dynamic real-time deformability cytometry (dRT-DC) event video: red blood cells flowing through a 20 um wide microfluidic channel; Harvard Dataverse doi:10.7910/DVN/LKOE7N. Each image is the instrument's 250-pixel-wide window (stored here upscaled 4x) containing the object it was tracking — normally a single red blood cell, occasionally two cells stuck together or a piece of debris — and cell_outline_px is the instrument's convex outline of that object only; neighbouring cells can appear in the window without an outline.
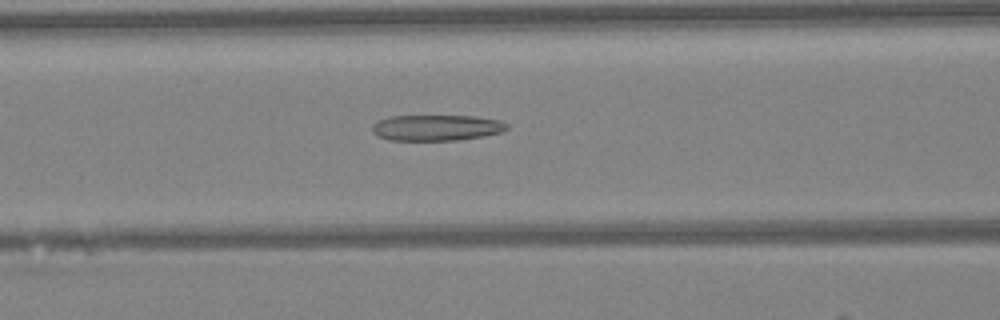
{"species": "Egyptian fruit bat (a non-hibernating species)", "species_latin": "Rousettus aegyptiacus", "temperature_condition": "warm", "stored_images_in_passage": 43, "camera_frame_rate_fps": 3000, "um_per_image_px": 0.085, "animal": {"sex": "female"}, "frame": {"image": 1, "passage_image": 15, "time_ms": 4.667, "image_size_px": [1000, 320], "cell_outline_px": [[508, 128], [500, 132], [484, 136], [456, 140], [388, 140], [376, 136], [372, 132], [372, 124], [376, 120], [388, 116], [476, 116], [500, 120], [508, 124]], "centroid_in_image_um": [37.05, 10.85], "position_along_channel_um": 129.5, "area_um2": 20.52}}
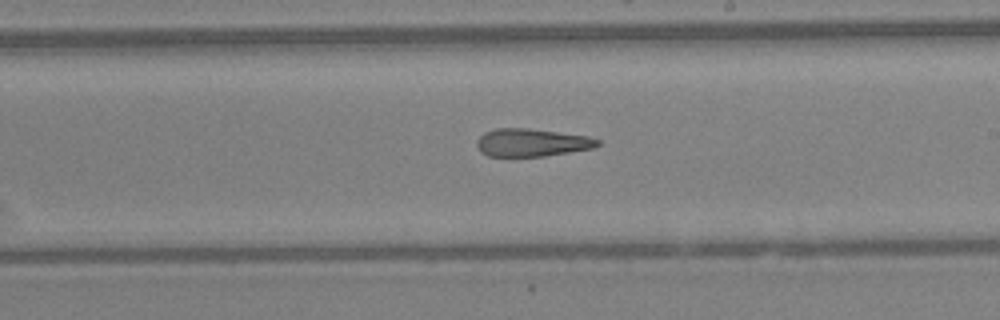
{"frame": {"image": 2, "passage_image": 23, "time_ms": 7.333, "image_size_px": [1000, 320], "cell_outline_px": [[600, 144], [592, 148], [544, 156], [488, 156], [480, 152], [476, 144], [476, 140], [484, 132], [496, 128], [528, 128], [588, 136], [600, 140]], "centroid_in_image_um": [45.16, 12.11], "position_along_channel_um": 243.8, "area_um2": 19.54}}
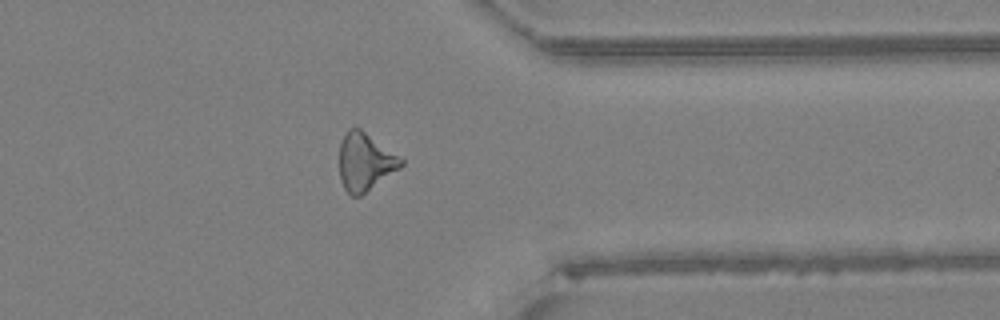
{"frame": {"image": 3, "passage_image": 33, "time_ms": 10.667, "image_size_px": [1000, 320], "cell_outline_px": [[404, 164], [400, 168], [360, 196], [352, 196], [344, 188], [340, 180], [340, 144], [348, 128], [360, 128], [404, 160]], "centroid_in_image_um": [31.02, 13.77], "position_along_channel_um": 380.4, "area_um2": 20.4}, "authors_computed_cell_mechanics": {"area_um2": 20.519, "velocity_mm_per_s": 4.3251, "shape_relaxation_time_tau1_ms": null, "shape_relaxation_time_tau2_ms": 7.755, "deformation_change_tau1": null, "deformation_change_tau2": 0.2592}}